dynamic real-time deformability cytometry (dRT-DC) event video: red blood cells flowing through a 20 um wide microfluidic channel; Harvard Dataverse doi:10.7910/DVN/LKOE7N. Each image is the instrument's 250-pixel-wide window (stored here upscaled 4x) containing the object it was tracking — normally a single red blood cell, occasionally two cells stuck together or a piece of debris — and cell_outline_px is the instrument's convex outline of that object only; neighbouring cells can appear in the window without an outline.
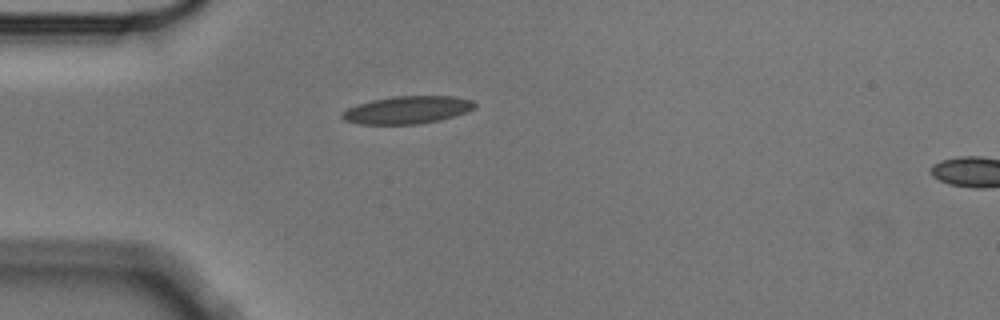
{"species": "Egyptian fruit bat (a non-hibernating species)", "species_latin": "Rousettus aegyptiacus", "temperature_condition": "cold", "stored_images_in_passage": 2, "camera_frame_rate_fps": 3000, "um_per_image_px": 0.085, "animal": {"sex": "male"}, "frame": {"image": 1, "passage_image": 2, "time_ms": 0.333, "image_size_px": [1000, 320], "cell_outline_px": [[476, 108], [468, 112], [440, 120], [416, 124], [360, 124], [344, 120], [340, 116], [340, 112], [356, 104], [372, 100], [392, 96], [452, 96], [472, 100], [476, 104]], "centroid_in_image_um": [34.61, 9.34], "position_along_channel_um": 50.4, "area_um2": 21.5}}